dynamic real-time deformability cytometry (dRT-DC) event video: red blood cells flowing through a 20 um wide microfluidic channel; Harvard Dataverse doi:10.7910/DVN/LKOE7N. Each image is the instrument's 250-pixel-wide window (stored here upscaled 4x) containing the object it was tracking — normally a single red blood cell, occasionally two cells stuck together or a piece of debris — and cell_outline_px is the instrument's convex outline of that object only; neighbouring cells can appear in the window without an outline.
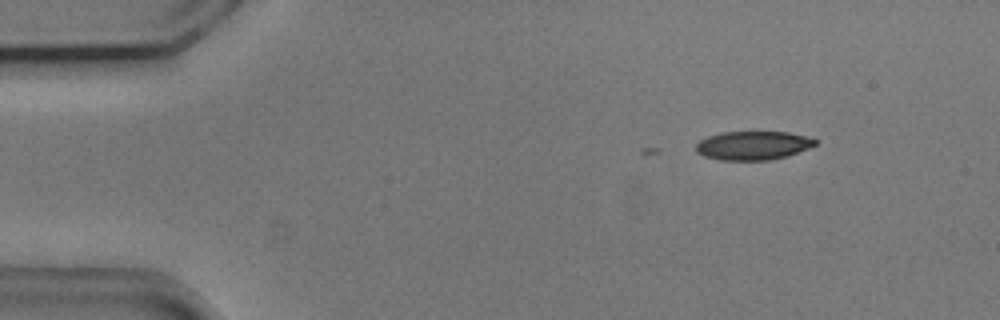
{"species": "common noctule bat (a hibernating species)", "species_latin": "Nyctalus noctula", "temperature_condition": "cold", "stored_images_in_passage": 3, "camera_frame_rate_fps": 3000, "um_per_image_px": 0.085, "animal": {"sex": "male", "body_mass_g": 20.5, "forearm_length_mm": 52.5}, "frame": {"image": 1, "passage_image": 1, "time_ms": 0.0, "image_size_px": [1000, 320], "cell_outline_px": [[816, 144], [808, 148], [788, 156], [772, 160], [720, 160], [704, 156], [696, 152], [696, 144], [700, 140], [708, 136], [720, 132], [788, 132], [804, 136], [816, 140]], "centroid_in_image_um": [63.97, 12.37], "position_along_channel_um": 21.0, "area_um2": 19.94}}